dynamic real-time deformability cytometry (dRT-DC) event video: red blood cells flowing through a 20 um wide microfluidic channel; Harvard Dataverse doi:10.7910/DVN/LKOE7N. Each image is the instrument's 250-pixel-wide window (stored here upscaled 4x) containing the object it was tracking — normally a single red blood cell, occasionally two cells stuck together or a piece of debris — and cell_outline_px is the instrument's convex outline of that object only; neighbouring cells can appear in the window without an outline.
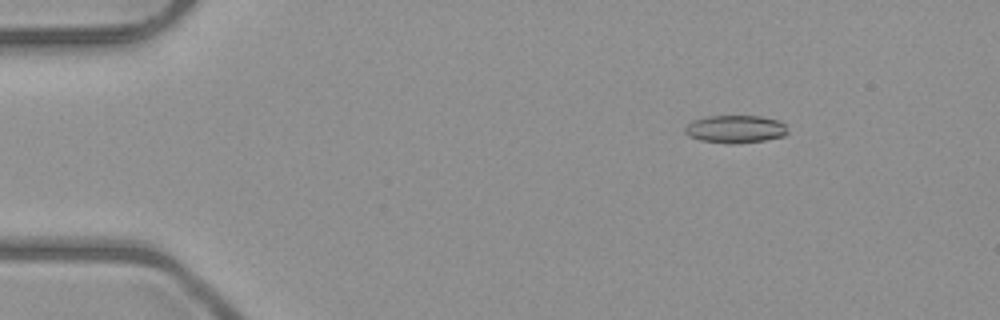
{"species": "common noctule bat (a hibernating species)", "species_latin": "Nyctalus noctula", "temperature_condition": "room temperature", "stored_images_in_passage": 47, "camera_frame_rate_fps": 3000, "um_per_image_px": 0.085, "animal": {"sex": "male", "body_mass_g": 23.1, "forearm_length_mm": 52.7}, "frame": {"image": 1, "passage_image": 3, "time_ms": 0.667, "image_size_px": [1000, 320], "cell_outline_px": [[788, 132], [784, 136], [764, 140], [732, 144], [700, 140], [688, 136], [684, 132], [684, 128], [692, 120], [708, 116], [760, 116], [780, 120], [784, 124]], "centroid_in_image_um": [62.49, 10.97], "position_along_channel_um": 22.5, "area_um2": 16.65}}
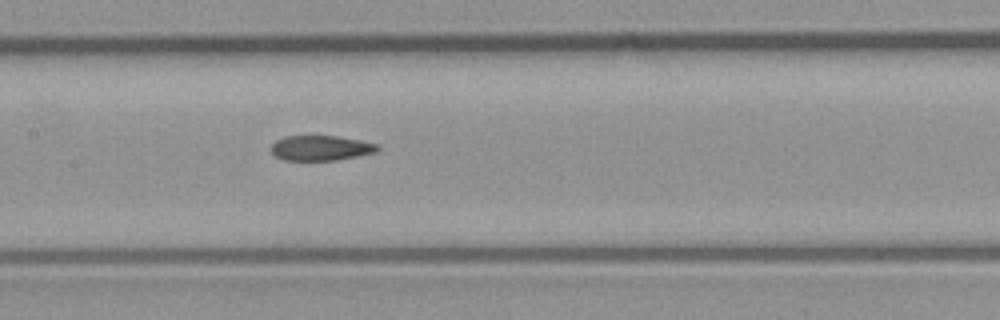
{"frame": {"image": 2, "passage_image": 21, "time_ms": 6.667, "image_size_px": [1000, 320], "cell_outline_px": [[380, 148], [376, 152], [336, 160], [284, 160], [276, 156], [272, 152], [272, 144], [276, 140], [284, 136], [340, 136], [380, 144]], "centroid_in_image_um": [27.3, 12.57], "position_along_channel_um": 180.1, "area_um2": 15.55}}
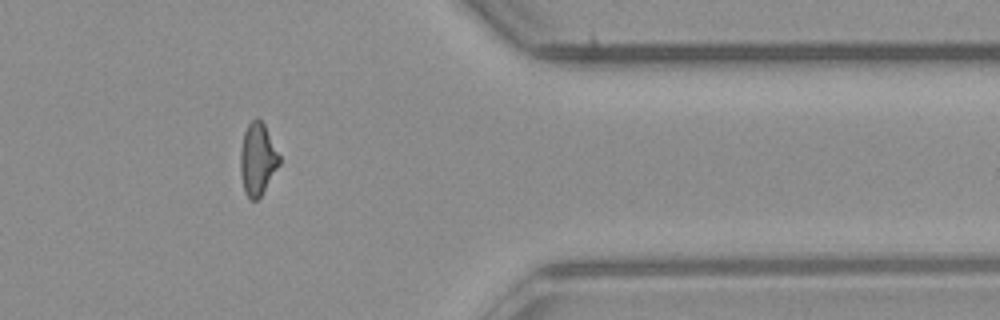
{"frame": {"image": 3, "passage_image": 38, "time_ms": 12.333, "image_size_px": [1000, 320], "cell_outline_px": [[280, 164], [260, 196], [256, 200], [252, 200], [244, 192], [240, 172], [240, 148], [244, 132], [248, 124], [256, 116], [264, 124], [280, 156]], "centroid_in_image_um": [21.88, 13.51], "position_along_channel_um": 389.5, "area_um2": 16.3}, "authors_computed_cell_mechanics": {"area_um2": 16.5886, "velocity_mm_per_s": 4.0319, "shape_relaxation_time_tau1_ms": 9.6326, "shape_relaxation_time_tau2_ms": 2.4996, "deformation_change_tau1": 0.21, "deformation_change_tau2": 0.086}}